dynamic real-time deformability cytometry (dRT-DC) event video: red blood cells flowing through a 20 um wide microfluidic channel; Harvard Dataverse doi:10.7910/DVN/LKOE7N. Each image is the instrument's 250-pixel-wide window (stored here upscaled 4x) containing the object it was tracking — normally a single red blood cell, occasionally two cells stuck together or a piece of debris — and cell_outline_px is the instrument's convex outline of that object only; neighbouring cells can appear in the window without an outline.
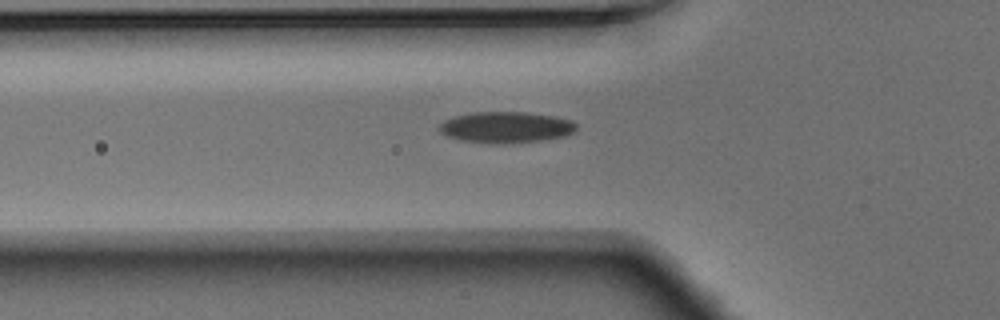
{"species": "Egyptian fruit bat (a non-hibernating species)", "species_latin": "Rousettus aegyptiacus", "temperature_condition": "warm", "stored_images_in_passage": 36, "camera_frame_rate_fps": 3000, "um_per_image_px": 0.085, "animal": {"sex": "male"}, "frame": {"image": 1, "passage_image": 5, "time_ms": 1.333, "image_size_px": [1000, 320], "cell_outline_px": [[576, 128], [572, 132], [564, 136], [540, 140], [460, 140], [448, 136], [440, 132], [436, 128], [444, 120], [456, 116], [472, 112], [524, 112], [556, 116], [572, 120], [576, 124]], "centroid_in_image_um": [43.01, 10.75], "position_along_channel_um": 82.8, "area_um2": 23.64}}
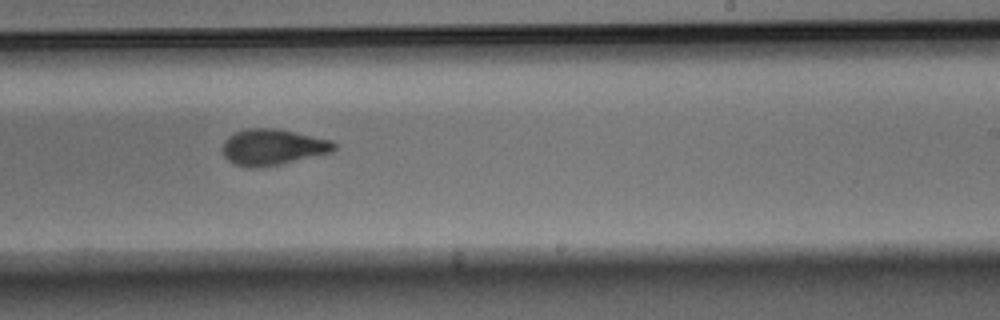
{"frame": {"image": 2, "passage_image": 18, "time_ms": 5.667, "image_size_px": [1000, 320], "cell_outline_px": [[336, 148], [332, 152], [280, 164], [236, 164], [228, 160], [224, 156], [224, 140], [228, 136], [236, 132], [248, 128], [276, 128], [332, 140], [336, 144]], "centroid_in_image_um": [23.24, 12.45], "position_along_channel_um": 265.8, "area_um2": 22.54}}
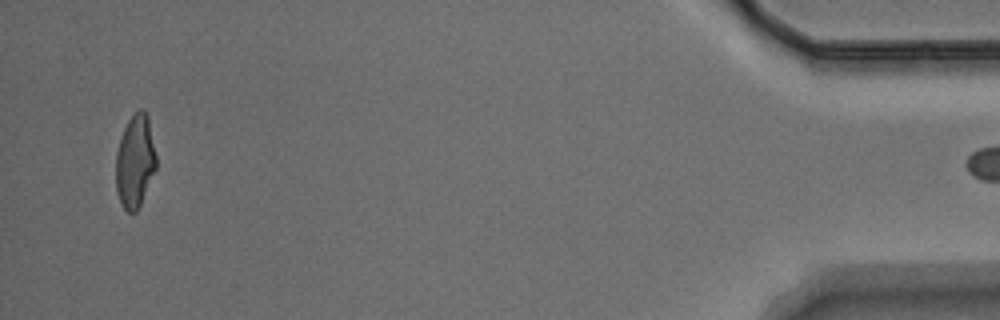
{"frame": {"image": 3, "passage_image": 35, "time_ms": 11.333, "image_size_px": [1000, 320], "cell_outline_px": [[156, 168], [140, 204], [136, 212], [128, 212], [124, 208], [116, 192], [116, 152], [124, 128], [128, 120], [140, 108], [148, 116], [156, 156]], "centroid_in_image_um": [11.47, 13.71], "position_along_channel_um": 423.7, "area_um2": 21.5}}